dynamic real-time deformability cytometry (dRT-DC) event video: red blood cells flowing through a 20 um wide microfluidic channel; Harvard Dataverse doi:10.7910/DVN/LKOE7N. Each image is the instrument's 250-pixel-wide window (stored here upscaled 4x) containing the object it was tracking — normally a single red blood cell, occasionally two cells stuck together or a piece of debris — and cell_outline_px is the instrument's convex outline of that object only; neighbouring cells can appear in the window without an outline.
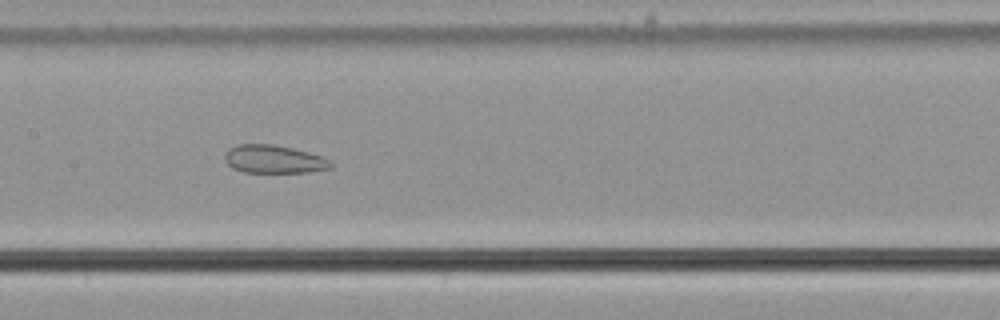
{"species": "common noctule bat (a hibernating species)", "species_latin": "Nyctalus noctula", "temperature_condition": "cold", "stored_images_in_passage": 57, "camera_frame_rate_fps": 3000, "um_per_image_px": 0.085, "animal": {"sex": "male", "body_mass_g": 21.5, "forearm_length_mm": 52.0}, "frame": {"image": 1, "passage_image": 29, "time_ms": 9.333, "image_size_px": [1000, 320], "cell_outline_px": [[332, 168], [308, 172], [244, 172], [232, 168], [224, 160], [224, 156], [236, 144], [272, 144], [292, 148], [308, 152], [332, 160]], "centroid_in_image_um": [23.3, 13.54], "position_along_channel_um": 184.1, "area_um2": 17.28}}
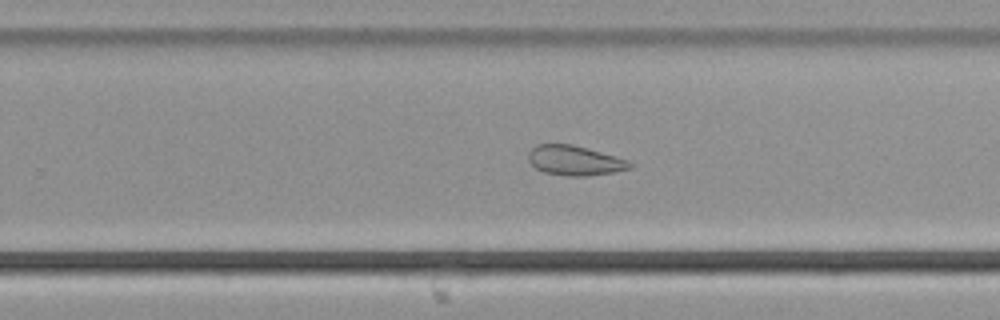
{"frame": {"image": 2, "passage_image": 37, "time_ms": 12.0, "image_size_px": [1000, 320], "cell_outline_px": [[632, 168], [612, 172], [588, 176], [568, 176], [544, 172], [536, 168], [528, 160], [528, 152], [536, 144], [572, 144], [628, 160], [632, 164]], "centroid_in_image_um": [48.82, 13.64], "position_along_channel_um": 281.0, "area_um2": 17.46}}
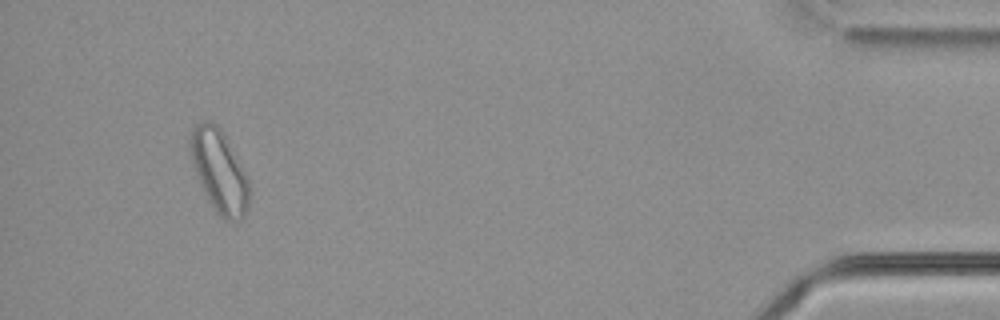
{"frame": {"image": 3, "passage_image": 54, "time_ms": 17.667, "image_size_px": [1000, 320], "cell_outline_px": [[252, 192], [248, 208], [244, 216], [240, 220], [228, 220], [220, 216], [216, 212], [208, 200], [204, 192], [196, 172], [188, 148], [188, 144], [192, 128], [196, 124], [204, 120], [208, 120], [216, 124], [224, 132], [248, 176]], "centroid_in_image_um": [18.67, 14.53], "position_along_channel_um": 416.5, "area_um2": 28.84}, "authors_computed_cell_mechanics": {"area_um2": 24.3916, "velocity_mm_per_s": 3.6442, "shape_relaxation_time_tau1_ms": null, "shape_relaxation_time_tau2_ms": 2.5508, "deformation_change_tau1": null, "deformation_change_tau2": 0.0989}}